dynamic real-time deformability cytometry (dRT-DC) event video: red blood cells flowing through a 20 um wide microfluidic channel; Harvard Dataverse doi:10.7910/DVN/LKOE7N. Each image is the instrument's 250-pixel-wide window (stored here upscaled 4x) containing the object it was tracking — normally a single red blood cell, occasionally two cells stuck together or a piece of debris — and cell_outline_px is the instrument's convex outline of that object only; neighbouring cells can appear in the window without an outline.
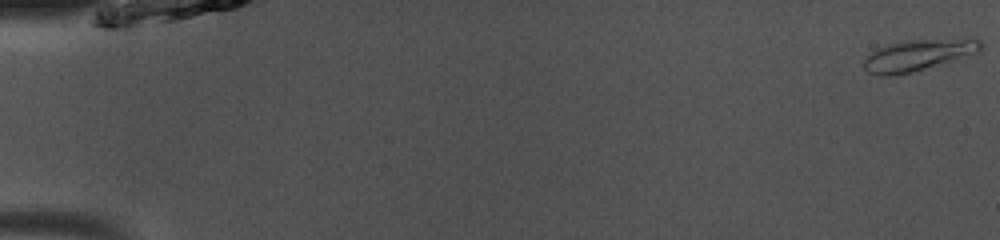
{"species": "common noctule bat (a hibernating species)", "species_latin": "Nyctalus noctula", "temperature_condition": "room temperature", "stored_images_in_passage": 36, "camera_frame_rate_fps": 3000, "um_per_image_px": 0.085, "animal": {"sex": "male", "body_mass_g": 13.0, "forearm_length_mm": 53.1}, "frame": {"image": 1, "passage_image": 1, "time_ms": 0.0, "image_size_px": [1000, 240], "cell_outline_px": [[984, 44], [980, 52], [956, 60], [912, 72], [892, 76], [880, 76], [868, 72], [864, 68], [864, 60], [872, 52], [880, 48], [904, 40], [976, 36]], "centroid_in_image_um": [78.19, 4.65], "position_along_channel_um": 6.8, "area_um2": 21.96}}
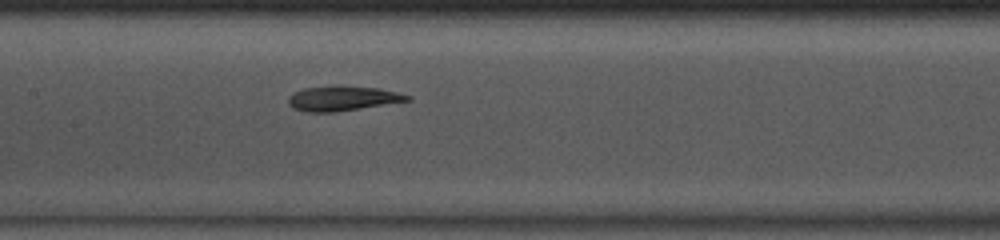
{"frame": {"image": 2, "passage_image": 25, "time_ms": 8.0, "image_size_px": [1000, 240], "cell_outline_px": [[412, 100], [336, 112], [308, 112], [296, 108], [288, 104], [288, 96], [292, 92], [304, 88], [380, 88], [412, 96]], "centroid_in_image_um": [29.13, 8.4], "position_along_channel_um": 178.3, "area_um2": 16.42}}
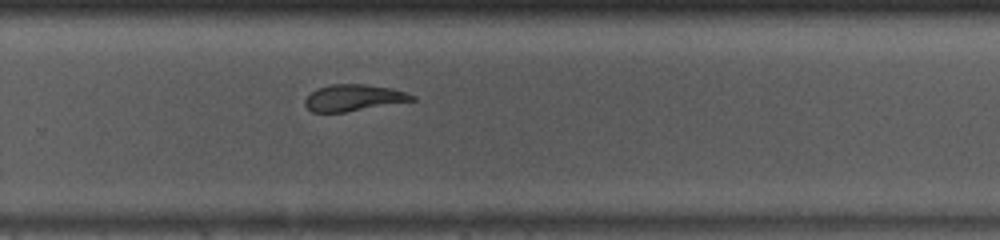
{"frame": {"image": 3, "passage_image": 34, "time_ms": 11.0, "image_size_px": [1000, 240], "cell_outline_px": [[416, 100], [344, 112], [312, 112], [304, 104], [304, 100], [316, 88], [332, 84], [364, 84], [392, 88], [416, 96]], "centroid_in_image_um": [30.04, 8.3], "position_along_channel_um": 299.8, "area_um2": 16.42}}